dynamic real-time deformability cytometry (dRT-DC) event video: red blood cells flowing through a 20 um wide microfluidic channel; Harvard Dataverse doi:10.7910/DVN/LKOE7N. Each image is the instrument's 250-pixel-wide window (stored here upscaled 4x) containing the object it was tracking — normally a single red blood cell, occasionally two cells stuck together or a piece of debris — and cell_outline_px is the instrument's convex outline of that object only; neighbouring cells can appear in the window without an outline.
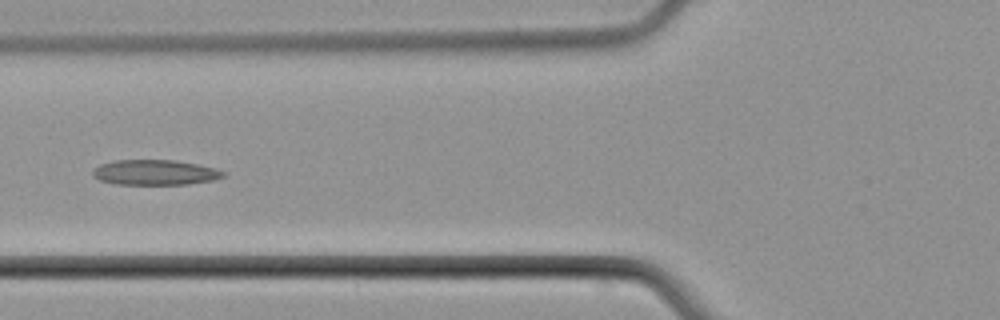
{"species": "common noctule bat (a hibernating species)", "species_latin": "Nyctalus noctula", "temperature_condition": "cold", "stored_images_in_passage": 8, "camera_frame_rate_fps": 3000, "um_per_image_px": 0.085, "animal": {"sex": "male", "body_mass_g": 21.5, "forearm_length_mm": 52.0}, "frame": {"image": 1, "passage_image": 5, "time_ms": 4.667, "image_size_px": [1000, 320], "cell_outline_px": [[228, 172], [224, 176], [212, 180], [188, 184], [112, 184], [100, 180], [92, 176], [92, 172], [100, 164], [116, 160], [176, 160], [216, 168]], "centroid_in_image_um": [13.18, 14.65], "position_along_channel_um": 112.6, "area_um2": 19.19}}
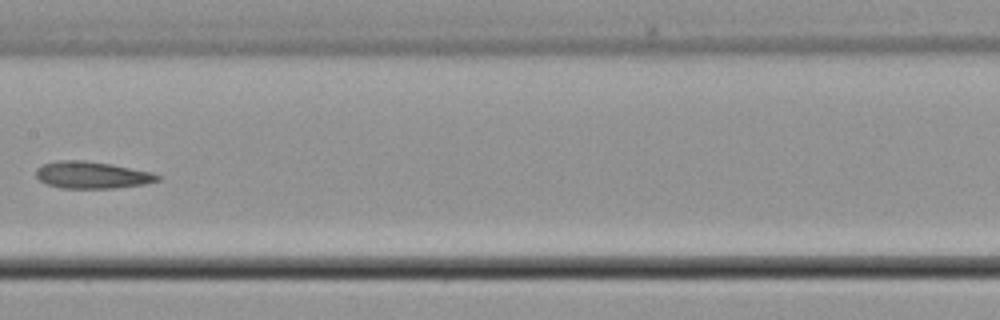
{"frame": {"image": 2, "passage_image": 7, "time_ms": 7.0, "image_size_px": [1000, 320], "cell_outline_px": [[160, 180], [144, 184], [112, 188], [60, 188], [48, 184], [40, 180], [36, 176], [36, 168], [44, 164], [60, 160], [84, 160], [112, 164], [152, 172], [160, 176]], "centroid_in_image_um": [7.82, 14.87], "position_along_channel_um": 199.6, "area_um2": 19.02}}
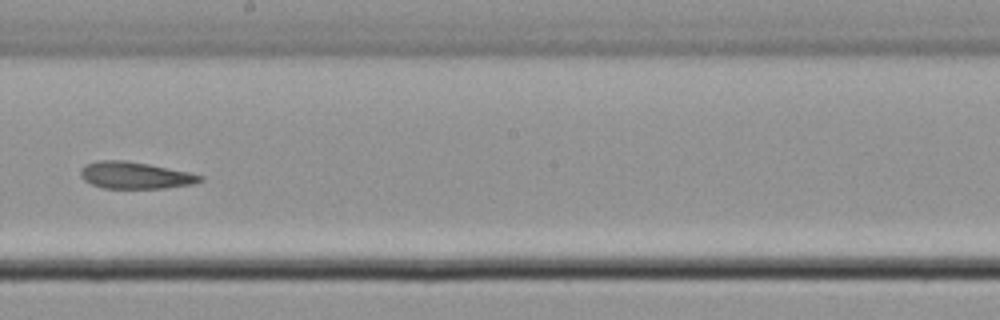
{"frame": {"image": 3, "passage_image": 8, "time_ms": 8.0, "image_size_px": [1000, 320], "cell_outline_px": [[204, 180], [192, 184], [164, 188], [104, 188], [92, 184], [84, 180], [80, 176], [80, 172], [84, 164], [96, 160], [124, 160], [148, 164], [188, 172], [204, 176]], "centroid_in_image_um": [11.46, 14.9], "position_along_channel_um": 236.7, "area_um2": 18.67}}